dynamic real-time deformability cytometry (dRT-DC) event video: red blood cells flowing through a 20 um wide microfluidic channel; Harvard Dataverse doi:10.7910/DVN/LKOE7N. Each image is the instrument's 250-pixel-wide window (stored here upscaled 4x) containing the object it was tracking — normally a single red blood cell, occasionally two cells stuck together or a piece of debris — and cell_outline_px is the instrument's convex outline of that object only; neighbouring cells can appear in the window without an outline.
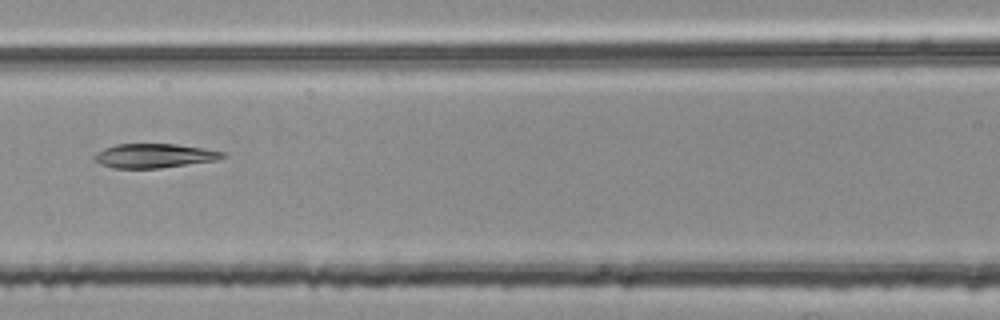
{"species": "common noctule bat (a hibernating species)", "species_latin": "Nyctalus noctula", "temperature_condition": "room temperature", "stored_images_in_passage": 6, "segment_of_instrument_passage": [2, 2], "camera_frame_rate_fps": 3000, "um_per_image_px": 0.085, "animal": {"sex": "female", "body_mass_g": 25.1}, "frame": {"image": 1, "passage_image": 6, "time_ms": 1.667, "image_size_px": [1000, 320], "cell_outline_px": [[228, 156], [216, 160], [160, 168], [112, 168], [100, 164], [92, 156], [96, 152], [104, 148], [116, 144], [176, 144], [204, 148], [224, 152]], "centroid_in_image_um": [13.1, 13.23], "position_along_channel_um": 153.5, "area_um2": 18.09}}